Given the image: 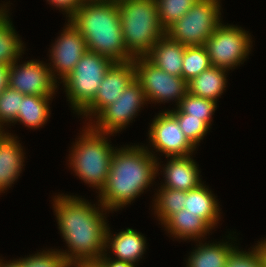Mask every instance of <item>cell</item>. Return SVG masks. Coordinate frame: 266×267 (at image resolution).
<instances>
[{
  "label": "cell",
  "mask_w": 266,
  "mask_h": 267,
  "mask_svg": "<svg viewBox=\"0 0 266 267\" xmlns=\"http://www.w3.org/2000/svg\"><path fill=\"white\" fill-rule=\"evenodd\" d=\"M53 201L58 228L70 250L60 253L69 264L97 261L106 252L108 225L103 215L108 210L101 204L97 208L84 199L64 194L55 196Z\"/></svg>",
  "instance_id": "6da1fadb"
},
{
  "label": "cell",
  "mask_w": 266,
  "mask_h": 267,
  "mask_svg": "<svg viewBox=\"0 0 266 267\" xmlns=\"http://www.w3.org/2000/svg\"><path fill=\"white\" fill-rule=\"evenodd\" d=\"M157 159L143 145L115 148L105 186L98 192L100 204L108 211L131 204L153 184L161 167Z\"/></svg>",
  "instance_id": "7a4b0ae2"
},
{
  "label": "cell",
  "mask_w": 266,
  "mask_h": 267,
  "mask_svg": "<svg viewBox=\"0 0 266 267\" xmlns=\"http://www.w3.org/2000/svg\"><path fill=\"white\" fill-rule=\"evenodd\" d=\"M69 21L81 33L89 51L113 62L134 59L123 41L117 1H84Z\"/></svg>",
  "instance_id": "3957f363"
},
{
  "label": "cell",
  "mask_w": 266,
  "mask_h": 267,
  "mask_svg": "<svg viewBox=\"0 0 266 267\" xmlns=\"http://www.w3.org/2000/svg\"><path fill=\"white\" fill-rule=\"evenodd\" d=\"M123 41L133 57H146L165 35L155 0H118Z\"/></svg>",
  "instance_id": "277c9868"
},
{
  "label": "cell",
  "mask_w": 266,
  "mask_h": 267,
  "mask_svg": "<svg viewBox=\"0 0 266 267\" xmlns=\"http://www.w3.org/2000/svg\"><path fill=\"white\" fill-rule=\"evenodd\" d=\"M82 131L84 132L79 136V141L75 142L69 154V164L75 175L100 192L110 172L115 147L107 140L110 134L98 132L89 124Z\"/></svg>",
  "instance_id": "5b68a950"
},
{
  "label": "cell",
  "mask_w": 266,
  "mask_h": 267,
  "mask_svg": "<svg viewBox=\"0 0 266 267\" xmlns=\"http://www.w3.org/2000/svg\"><path fill=\"white\" fill-rule=\"evenodd\" d=\"M114 62L87 50L63 83L70 105L79 115L95 98L107 70Z\"/></svg>",
  "instance_id": "8992f818"
},
{
  "label": "cell",
  "mask_w": 266,
  "mask_h": 267,
  "mask_svg": "<svg viewBox=\"0 0 266 267\" xmlns=\"http://www.w3.org/2000/svg\"><path fill=\"white\" fill-rule=\"evenodd\" d=\"M220 9V0H198L165 34L184 46L204 45L222 23Z\"/></svg>",
  "instance_id": "52a82bcc"
},
{
  "label": "cell",
  "mask_w": 266,
  "mask_h": 267,
  "mask_svg": "<svg viewBox=\"0 0 266 267\" xmlns=\"http://www.w3.org/2000/svg\"><path fill=\"white\" fill-rule=\"evenodd\" d=\"M251 39L243 28L221 23L204 44L211 66L230 70L243 64L253 46Z\"/></svg>",
  "instance_id": "ba28073f"
},
{
  "label": "cell",
  "mask_w": 266,
  "mask_h": 267,
  "mask_svg": "<svg viewBox=\"0 0 266 267\" xmlns=\"http://www.w3.org/2000/svg\"><path fill=\"white\" fill-rule=\"evenodd\" d=\"M133 63L135 66V79L144 91L147 102L166 103L175 99L177 107L179 106L188 92L187 82L182 76L166 73L154 65L147 57L134 58Z\"/></svg>",
  "instance_id": "9c48e42d"
},
{
  "label": "cell",
  "mask_w": 266,
  "mask_h": 267,
  "mask_svg": "<svg viewBox=\"0 0 266 267\" xmlns=\"http://www.w3.org/2000/svg\"><path fill=\"white\" fill-rule=\"evenodd\" d=\"M145 103L147 104V99L144 91L139 82L134 79L116 102L105 107L95 117L96 124L93 122L87 124L98 132L113 135L125 129L131 120L136 118L141 106L143 107Z\"/></svg>",
  "instance_id": "30bf717a"
},
{
  "label": "cell",
  "mask_w": 266,
  "mask_h": 267,
  "mask_svg": "<svg viewBox=\"0 0 266 267\" xmlns=\"http://www.w3.org/2000/svg\"><path fill=\"white\" fill-rule=\"evenodd\" d=\"M148 131L149 141L156 152L169 157H185L191 155L196 147L187 139L177 119L168 111L155 116Z\"/></svg>",
  "instance_id": "8fae6325"
},
{
  "label": "cell",
  "mask_w": 266,
  "mask_h": 267,
  "mask_svg": "<svg viewBox=\"0 0 266 267\" xmlns=\"http://www.w3.org/2000/svg\"><path fill=\"white\" fill-rule=\"evenodd\" d=\"M18 60L9 66L8 86L23 95L52 97L57 89V82L52 78L49 64L29 60L18 65ZM48 65V66H47Z\"/></svg>",
  "instance_id": "7c38bea8"
},
{
  "label": "cell",
  "mask_w": 266,
  "mask_h": 267,
  "mask_svg": "<svg viewBox=\"0 0 266 267\" xmlns=\"http://www.w3.org/2000/svg\"><path fill=\"white\" fill-rule=\"evenodd\" d=\"M134 79L133 60L114 62L105 73L94 100L79 115L89 116V119L96 117L105 107L116 102Z\"/></svg>",
  "instance_id": "4fadbf2b"
},
{
  "label": "cell",
  "mask_w": 266,
  "mask_h": 267,
  "mask_svg": "<svg viewBox=\"0 0 266 267\" xmlns=\"http://www.w3.org/2000/svg\"><path fill=\"white\" fill-rule=\"evenodd\" d=\"M50 50L51 64L49 71L52 78L57 82L58 79H64L68 76L81 59L82 55L88 50L86 41L77 28L68 20L65 29L55 40ZM53 69V70H52ZM56 73L57 76L55 75Z\"/></svg>",
  "instance_id": "5bb4252c"
},
{
  "label": "cell",
  "mask_w": 266,
  "mask_h": 267,
  "mask_svg": "<svg viewBox=\"0 0 266 267\" xmlns=\"http://www.w3.org/2000/svg\"><path fill=\"white\" fill-rule=\"evenodd\" d=\"M164 167L162 169L165 175V184L163 183L161 187L187 192L202 184L201 178L199 177L201 175H199L200 170L198 169V165L190 155L185 157H170Z\"/></svg>",
  "instance_id": "9a60e30c"
},
{
  "label": "cell",
  "mask_w": 266,
  "mask_h": 267,
  "mask_svg": "<svg viewBox=\"0 0 266 267\" xmlns=\"http://www.w3.org/2000/svg\"><path fill=\"white\" fill-rule=\"evenodd\" d=\"M115 235V236H113ZM111 234L109 226L106 230L105 248L112 251L116 260L136 264L146 250V239L140 232L127 228L118 234Z\"/></svg>",
  "instance_id": "2e32d148"
},
{
  "label": "cell",
  "mask_w": 266,
  "mask_h": 267,
  "mask_svg": "<svg viewBox=\"0 0 266 267\" xmlns=\"http://www.w3.org/2000/svg\"><path fill=\"white\" fill-rule=\"evenodd\" d=\"M16 138L7 132L0 140V193L14 184L24 166L23 148Z\"/></svg>",
  "instance_id": "e0dca14e"
},
{
  "label": "cell",
  "mask_w": 266,
  "mask_h": 267,
  "mask_svg": "<svg viewBox=\"0 0 266 267\" xmlns=\"http://www.w3.org/2000/svg\"><path fill=\"white\" fill-rule=\"evenodd\" d=\"M162 225L170 236L177 239L201 240L207 233L213 229L204 219L192 212H186V209L179 210L171 215ZM199 239V240H198Z\"/></svg>",
  "instance_id": "ac0fdd59"
},
{
  "label": "cell",
  "mask_w": 266,
  "mask_h": 267,
  "mask_svg": "<svg viewBox=\"0 0 266 267\" xmlns=\"http://www.w3.org/2000/svg\"><path fill=\"white\" fill-rule=\"evenodd\" d=\"M186 46L171 40L166 34L152 47L146 56L154 65L174 76H181Z\"/></svg>",
  "instance_id": "d6986e66"
},
{
  "label": "cell",
  "mask_w": 266,
  "mask_h": 267,
  "mask_svg": "<svg viewBox=\"0 0 266 267\" xmlns=\"http://www.w3.org/2000/svg\"><path fill=\"white\" fill-rule=\"evenodd\" d=\"M217 201L211 190L202 183L194 189L185 191L183 209H186V212L197 214L213 228L218 224L221 215Z\"/></svg>",
  "instance_id": "ffe728a7"
},
{
  "label": "cell",
  "mask_w": 266,
  "mask_h": 267,
  "mask_svg": "<svg viewBox=\"0 0 266 267\" xmlns=\"http://www.w3.org/2000/svg\"><path fill=\"white\" fill-rule=\"evenodd\" d=\"M227 69L211 66L197 77L187 82L188 92L192 95L217 102L225 90Z\"/></svg>",
  "instance_id": "44dd1931"
},
{
  "label": "cell",
  "mask_w": 266,
  "mask_h": 267,
  "mask_svg": "<svg viewBox=\"0 0 266 267\" xmlns=\"http://www.w3.org/2000/svg\"><path fill=\"white\" fill-rule=\"evenodd\" d=\"M4 7V8H3ZM7 6L0 7V63L11 65L24 54V46L8 16Z\"/></svg>",
  "instance_id": "7402d4cb"
},
{
  "label": "cell",
  "mask_w": 266,
  "mask_h": 267,
  "mask_svg": "<svg viewBox=\"0 0 266 267\" xmlns=\"http://www.w3.org/2000/svg\"><path fill=\"white\" fill-rule=\"evenodd\" d=\"M226 241L201 243L191 252L186 267H225L230 252L236 247Z\"/></svg>",
  "instance_id": "603a6c76"
},
{
  "label": "cell",
  "mask_w": 266,
  "mask_h": 267,
  "mask_svg": "<svg viewBox=\"0 0 266 267\" xmlns=\"http://www.w3.org/2000/svg\"><path fill=\"white\" fill-rule=\"evenodd\" d=\"M51 98L37 95H24L16 123L19 122L31 129L42 127L47 123L50 116L49 103Z\"/></svg>",
  "instance_id": "cb8c5ba5"
},
{
  "label": "cell",
  "mask_w": 266,
  "mask_h": 267,
  "mask_svg": "<svg viewBox=\"0 0 266 267\" xmlns=\"http://www.w3.org/2000/svg\"><path fill=\"white\" fill-rule=\"evenodd\" d=\"M154 198V213L163 224L171 215L182 210L185 202V191L160 187Z\"/></svg>",
  "instance_id": "d4e9b609"
},
{
  "label": "cell",
  "mask_w": 266,
  "mask_h": 267,
  "mask_svg": "<svg viewBox=\"0 0 266 267\" xmlns=\"http://www.w3.org/2000/svg\"><path fill=\"white\" fill-rule=\"evenodd\" d=\"M210 67V59L204 45L186 46L181 71V76L186 82H189Z\"/></svg>",
  "instance_id": "484cf974"
},
{
  "label": "cell",
  "mask_w": 266,
  "mask_h": 267,
  "mask_svg": "<svg viewBox=\"0 0 266 267\" xmlns=\"http://www.w3.org/2000/svg\"><path fill=\"white\" fill-rule=\"evenodd\" d=\"M217 107V102L201 98L195 95L186 93L181 100L178 108L184 113L188 114V117H195L202 120L209 128L212 122V115Z\"/></svg>",
  "instance_id": "4316f807"
},
{
  "label": "cell",
  "mask_w": 266,
  "mask_h": 267,
  "mask_svg": "<svg viewBox=\"0 0 266 267\" xmlns=\"http://www.w3.org/2000/svg\"><path fill=\"white\" fill-rule=\"evenodd\" d=\"M198 0H155L161 26L166 30L182 18Z\"/></svg>",
  "instance_id": "83f0119b"
},
{
  "label": "cell",
  "mask_w": 266,
  "mask_h": 267,
  "mask_svg": "<svg viewBox=\"0 0 266 267\" xmlns=\"http://www.w3.org/2000/svg\"><path fill=\"white\" fill-rule=\"evenodd\" d=\"M168 111L177 119L187 139L197 147L207 131L210 130L209 127L199 118L188 117V114H184L178 107Z\"/></svg>",
  "instance_id": "f1b7e54d"
},
{
  "label": "cell",
  "mask_w": 266,
  "mask_h": 267,
  "mask_svg": "<svg viewBox=\"0 0 266 267\" xmlns=\"http://www.w3.org/2000/svg\"><path fill=\"white\" fill-rule=\"evenodd\" d=\"M24 95L9 86L0 94V125L16 123Z\"/></svg>",
  "instance_id": "f546056e"
},
{
  "label": "cell",
  "mask_w": 266,
  "mask_h": 267,
  "mask_svg": "<svg viewBox=\"0 0 266 267\" xmlns=\"http://www.w3.org/2000/svg\"><path fill=\"white\" fill-rule=\"evenodd\" d=\"M21 267H69L66 258L60 253V250H47L37 252L35 255L16 260Z\"/></svg>",
  "instance_id": "4dcf8cb0"
},
{
  "label": "cell",
  "mask_w": 266,
  "mask_h": 267,
  "mask_svg": "<svg viewBox=\"0 0 266 267\" xmlns=\"http://www.w3.org/2000/svg\"><path fill=\"white\" fill-rule=\"evenodd\" d=\"M252 250L240 251L235 247L229 254L225 267H264V261L258 245L251 247Z\"/></svg>",
  "instance_id": "1f68e13d"
},
{
  "label": "cell",
  "mask_w": 266,
  "mask_h": 267,
  "mask_svg": "<svg viewBox=\"0 0 266 267\" xmlns=\"http://www.w3.org/2000/svg\"><path fill=\"white\" fill-rule=\"evenodd\" d=\"M49 4H52L56 8H61L63 12L66 13L68 20L75 14L79 6L84 2V0H47Z\"/></svg>",
  "instance_id": "d6a6232c"
},
{
  "label": "cell",
  "mask_w": 266,
  "mask_h": 267,
  "mask_svg": "<svg viewBox=\"0 0 266 267\" xmlns=\"http://www.w3.org/2000/svg\"><path fill=\"white\" fill-rule=\"evenodd\" d=\"M108 253H104L97 261L103 267H135L136 265L126 261H120L107 257Z\"/></svg>",
  "instance_id": "836d02e7"
},
{
  "label": "cell",
  "mask_w": 266,
  "mask_h": 267,
  "mask_svg": "<svg viewBox=\"0 0 266 267\" xmlns=\"http://www.w3.org/2000/svg\"><path fill=\"white\" fill-rule=\"evenodd\" d=\"M9 65L0 63V94L8 87Z\"/></svg>",
  "instance_id": "e575fe53"
},
{
  "label": "cell",
  "mask_w": 266,
  "mask_h": 267,
  "mask_svg": "<svg viewBox=\"0 0 266 267\" xmlns=\"http://www.w3.org/2000/svg\"><path fill=\"white\" fill-rule=\"evenodd\" d=\"M69 267H103L98 261H79L70 264Z\"/></svg>",
  "instance_id": "d590c367"
},
{
  "label": "cell",
  "mask_w": 266,
  "mask_h": 267,
  "mask_svg": "<svg viewBox=\"0 0 266 267\" xmlns=\"http://www.w3.org/2000/svg\"><path fill=\"white\" fill-rule=\"evenodd\" d=\"M257 245L264 261V267H266V239L259 241Z\"/></svg>",
  "instance_id": "8d00e7d4"
},
{
  "label": "cell",
  "mask_w": 266,
  "mask_h": 267,
  "mask_svg": "<svg viewBox=\"0 0 266 267\" xmlns=\"http://www.w3.org/2000/svg\"><path fill=\"white\" fill-rule=\"evenodd\" d=\"M3 260L0 259V267H21V265L15 260L13 261H6V262H2Z\"/></svg>",
  "instance_id": "74e56055"
},
{
  "label": "cell",
  "mask_w": 266,
  "mask_h": 267,
  "mask_svg": "<svg viewBox=\"0 0 266 267\" xmlns=\"http://www.w3.org/2000/svg\"><path fill=\"white\" fill-rule=\"evenodd\" d=\"M7 132L4 131L3 127L0 125V140L3 138V136L6 134Z\"/></svg>",
  "instance_id": "f35d334b"
},
{
  "label": "cell",
  "mask_w": 266,
  "mask_h": 267,
  "mask_svg": "<svg viewBox=\"0 0 266 267\" xmlns=\"http://www.w3.org/2000/svg\"><path fill=\"white\" fill-rule=\"evenodd\" d=\"M84 1H106V0H84Z\"/></svg>",
  "instance_id": "ab89813d"
}]
</instances>
